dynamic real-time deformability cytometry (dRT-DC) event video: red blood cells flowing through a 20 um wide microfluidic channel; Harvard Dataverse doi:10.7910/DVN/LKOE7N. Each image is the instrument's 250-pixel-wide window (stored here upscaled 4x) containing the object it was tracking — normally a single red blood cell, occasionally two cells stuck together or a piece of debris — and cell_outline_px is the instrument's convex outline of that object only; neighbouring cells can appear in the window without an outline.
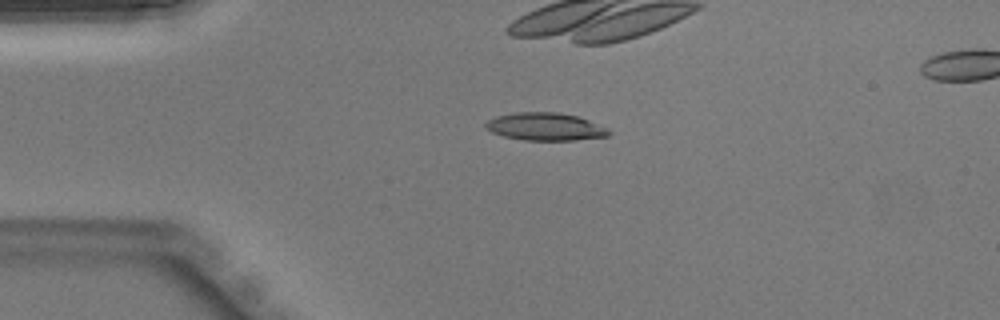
{"species": "Egyptian fruit bat (a non-hibernating species)", "species_latin": "Rousettus aegyptiacus", "temperature_condition": "warm", "stored_images_in_passage": 35, "camera_frame_rate_fps": 3000, "um_per_image_px": 0.085, "animal": {"sex": "male"}, "frame": {"image": 1, "passage_image": 1, "time_ms": 0.0, "image_size_px": [1000, 320], "cell_outline_px": [[612, 132], [608, 136], [576, 140], [524, 140], [504, 136], [492, 132], [484, 124], [488, 120], [496, 116], [516, 112], [560, 112], [580, 116], [608, 128]], "centroid_in_image_um": [46.4, 10.76], "position_along_channel_um": 38.6, "area_um2": 20.0}}